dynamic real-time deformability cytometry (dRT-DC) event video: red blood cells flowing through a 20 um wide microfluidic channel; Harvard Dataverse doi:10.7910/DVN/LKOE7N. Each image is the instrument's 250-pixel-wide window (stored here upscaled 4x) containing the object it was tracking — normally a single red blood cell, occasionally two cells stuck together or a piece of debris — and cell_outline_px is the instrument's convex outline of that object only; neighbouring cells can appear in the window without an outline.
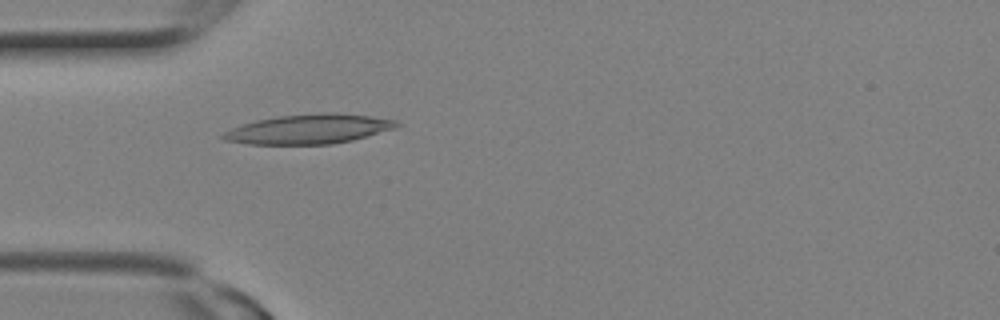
{"species": "Egyptian fruit bat (a non-hibernating species)", "species_latin": "Rousettus aegyptiacus", "temperature_condition": "room temperature", "stored_images_in_passage": 7, "camera_frame_rate_fps": 3000, "um_per_image_px": 0.085, "animal": {"sex": "female"}, "frame": {"image": 1, "passage_image": 7, "time_ms": 2.0, "image_size_px": [1000, 320], "cell_outline_px": [[404, 124], [396, 128], [352, 140], [332, 144], [248, 144], [224, 140], [220, 136], [224, 132], [232, 128], [256, 120], [276, 116], [320, 112], [336, 112], [368, 116], [396, 120]], "centroid_in_image_um": [26.28, 10.96], "position_along_channel_um": 58.7, "area_um2": 30.0}}